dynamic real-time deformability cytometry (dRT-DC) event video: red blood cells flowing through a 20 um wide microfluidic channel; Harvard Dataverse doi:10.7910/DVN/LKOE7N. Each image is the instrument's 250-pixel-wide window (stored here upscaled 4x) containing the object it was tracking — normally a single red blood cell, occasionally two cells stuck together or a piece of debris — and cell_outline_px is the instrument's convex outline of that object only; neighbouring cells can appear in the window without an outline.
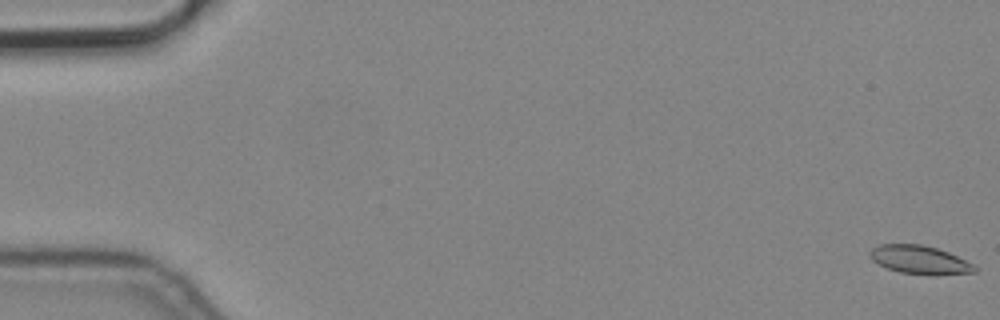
{"species": "common noctule bat (a hibernating species)", "species_latin": "Nyctalus noctula", "temperature_condition": "cold", "stored_images_in_passage": 5, "camera_frame_rate_fps": 3000, "um_per_image_px": 0.085, "animal": {"sex": "male", "body_mass_g": 19.2, "forearm_length_mm": 51.8}, "frame": {"image": 1, "passage_image": 1, "time_ms": 0.0, "image_size_px": [1000, 320], "cell_outline_px": [[976, 272], [900, 272], [888, 268], [872, 260], [868, 252], [872, 248], [880, 244], [920, 244], [936, 248], [948, 252], [972, 264], [976, 268]], "centroid_in_image_um": [78.06, 22.01], "position_along_channel_um": 6.9, "area_um2": 16.18}}
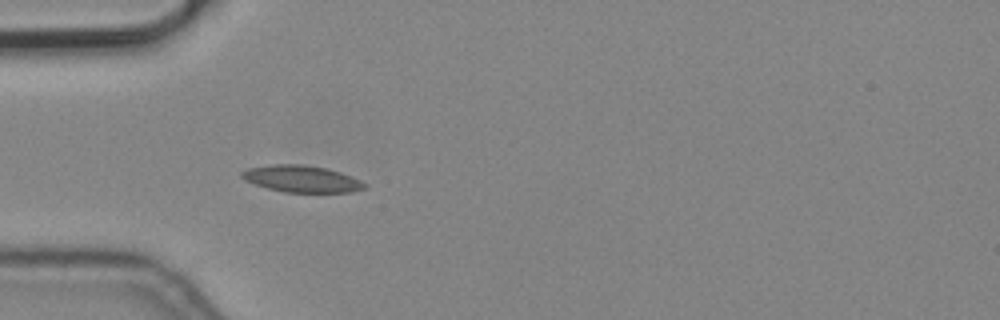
{"frame": {"image": 2, "passage_image": 5, "time_ms": 1.333, "image_size_px": [1000, 320], "cell_outline_px": [[368, 184], [364, 188], [352, 192], [284, 192], [268, 188], [244, 180], [240, 176], [240, 172], [248, 168], [272, 164], [300, 164], [324, 168], [340, 172], [360, 180]], "centroid_in_image_um": [25.62, 15.2], "position_along_channel_um": 59.4, "area_um2": 19.02}}